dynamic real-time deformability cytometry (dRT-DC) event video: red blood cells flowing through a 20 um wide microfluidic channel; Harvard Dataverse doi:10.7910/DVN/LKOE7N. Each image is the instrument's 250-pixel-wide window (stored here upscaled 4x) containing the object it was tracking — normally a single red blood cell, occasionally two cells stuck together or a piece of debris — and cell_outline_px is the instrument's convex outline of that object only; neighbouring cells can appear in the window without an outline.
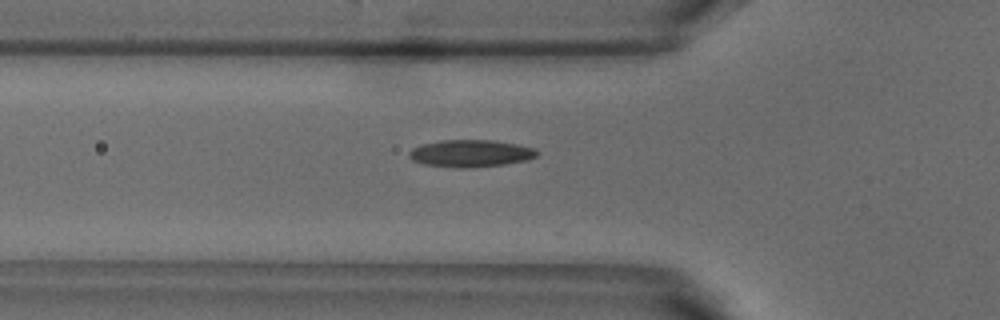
{"species": "common noctule bat (a hibernating species)", "species_latin": "Nyctalus noctula", "temperature_condition": "warm", "stored_images_in_passage": 3, "camera_frame_rate_fps": 3000, "um_per_image_px": 0.085, "animal": {"sex": "male", "body_mass_g": 18.8}, "frame": {"image": 1, "passage_image": 3, "time_ms": 0.667, "image_size_px": [1000, 320], "cell_outline_px": [[540, 152], [536, 156], [528, 160], [504, 164], [468, 168], [456, 168], [424, 164], [412, 160], [408, 156], [408, 152], [412, 148], [420, 144], [440, 140], [492, 140], [516, 144], [536, 148]], "centroid_in_image_um": [39.99, 13.03], "position_along_channel_um": 85.8, "area_um2": 20.46}}